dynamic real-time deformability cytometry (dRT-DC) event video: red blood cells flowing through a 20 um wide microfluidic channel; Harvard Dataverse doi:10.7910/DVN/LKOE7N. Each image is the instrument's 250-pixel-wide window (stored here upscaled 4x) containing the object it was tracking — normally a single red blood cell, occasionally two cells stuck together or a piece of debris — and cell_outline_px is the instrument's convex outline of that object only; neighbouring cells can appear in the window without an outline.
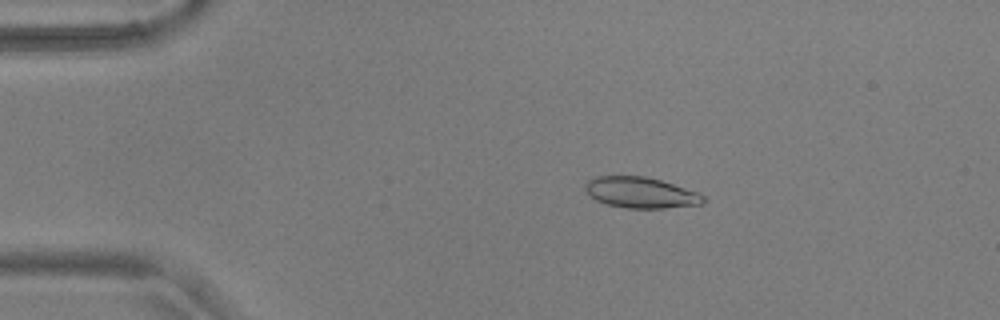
{"species": "common noctule bat (a hibernating species)", "species_latin": "Nyctalus noctula", "temperature_condition": "warm", "stored_images_in_passage": 49, "camera_frame_rate_fps": 3000, "um_per_image_px": 0.085, "animal": {"sex": "male", "body_mass_g": 17.9, "forearm_length_mm": 54.2}, "frame": {"image": 1, "passage_image": 5, "time_ms": 1.333, "image_size_px": [1000, 320], "cell_outline_px": [[704, 200], [700, 204], [664, 208], [628, 208], [608, 204], [596, 200], [584, 188], [584, 184], [588, 180], [596, 176], [644, 176], [660, 180], [696, 192], [704, 196]], "centroid_in_image_um": [54.42, 16.36], "position_along_channel_um": 30.6, "area_um2": 20.87}}
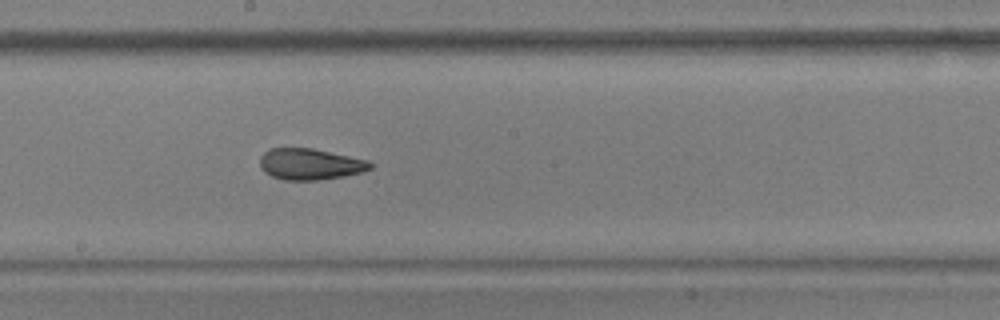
{"frame": {"image": 2, "passage_image": 25, "time_ms": 8.0, "image_size_px": [1000, 320], "cell_outline_px": [[372, 168], [360, 172], [344, 176], [320, 180], [284, 180], [272, 176], [264, 172], [260, 168], [260, 156], [268, 148], [312, 148], [368, 160], [372, 164]], "centroid_in_image_um": [26.32, 13.95], "position_along_channel_um": 221.9, "area_um2": 20.11}}
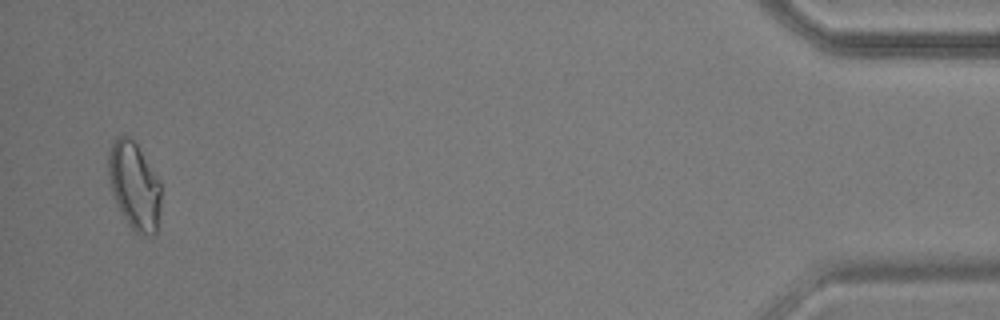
{"frame": {"image": 3, "passage_image": 48, "time_ms": 15.667, "image_size_px": [1000, 320], "cell_outline_px": [[160, 212], [156, 232], [152, 236], [140, 236], [132, 232], [120, 212], [116, 204], [112, 192], [108, 176], [108, 152], [116, 136], [128, 136], [136, 144], [160, 180]], "centroid_in_image_um": [11.41, 15.85], "position_along_channel_um": 423.8, "area_um2": 27.17}, "authors_computed_cell_mechanics": {"area_um2": 21.2126, "velocity_mm_per_s": 3.6731, "shape_relaxation_time_tau1_ms": null, "shape_relaxation_time_tau2_ms": 1.8252, "deformation_change_tau1": null, "deformation_change_tau2": 0.0845}}